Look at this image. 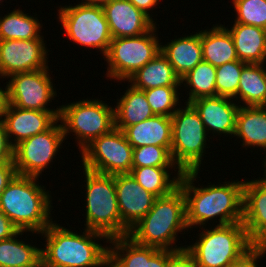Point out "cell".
<instances>
[{
	"instance_id": "6da1fadb",
	"label": "cell",
	"mask_w": 266,
	"mask_h": 267,
	"mask_svg": "<svg viewBox=\"0 0 266 267\" xmlns=\"http://www.w3.org/2000/svg\"><path fill=\"white\" fill-rule=\"evenodd\" d=\"M198 170L183 172L179 187L185 196L186 224L204 227L206 222L219 217L217 226L242 222L243 188L245 181H227L223 184H208L196 187Z\"/></svg>"
},
{
	"instance_id": "7a4b0ae2",
	"label": "cell",
	"mask_w": 266,
	"mask_h": 267,
	"mask_svg": "<svg viewBox=\"0 0 266 267\" xmlns=\"http://www.w3.org/2000/svg\"><path fill=\"white\" fill-rule=\"evenodd\" d=\"M40 234L46 240L41 256L50 267H104L109 259V247L96 239L107 243L110 239L100 232L85 228L78 234L52 222Z\"/></svg>"
},
{
	"instance_id": "3957f363",
	"label": "cell",
	"mask_w": 266,
	"mask_h": 267,
	"mask_svg": "<svg viewBox=\"0 0 266 267\" xmlns=\"http://www.w3.org/2000/svg\"><path fill=\"white\" fill-rule=\"evenodd\" d=\"M36 180L38 177L16 174L0 194V211L19 230L32 234L43 232L53 222L52 198Z\"/></svg>"
},
{
	"instance_id": "277c9868",
	"label": "cell",
	"mask_w": 266,
	"mask_h": 267,
	"mask_svg": "<svg viewBox=\"0 0 266 267\" xmlns=\"http://www.w3.org/2000/svg\"><path fill=\"white\" fill-rule=\"evenodd\" d=\"M185 196L178 186L170 194L157 197L149 212L130 230L137 244L159 249L180 250L174 246L178 233L187 230Z\"/></svg>"
},
{
	"instance_id": "5b68a950",
	"label": "cell",
	"mask_w": 266,
	"mask_h": 267,
	"mask_svg": "<svg viewBox=\"0 0 266 267\" xmlns=\"http://www.w3.org/2000/svg\"><path fill=\"white\" fill-rule=\"evenodd\" d=\"M86 187V229L100 232L109 239L129 235L118 209L114 175L83 168Z\"/></svg>"
},
{
	"instance_id": "8992f818",
	"label": "cell",
	"mask_w": 266,
	"mask_h": 267,
	"mask_svg": "<svg viewBox=\"0 0 266 267\" xmlns=\"http://www.w3.org/2000/svg\"><path fill=\"white\" fill-rule=\"evenodd\" d=\"M202 228L199 240L185 247L197 267H228L252 247L243 222Z\"/></svg>"
},
{
	"instance_id": "52a82bcc",
	"label": "cell",
	"mask_w": 266,
	"mask_h": 267,
	"mask_svg": "<svg viewBox=\"0 0 266 267\" xmlns=\"http://www.w3.org/2000/svg\"><path fill=\"white\" fill-rule=\"evenodd\" d=\"M171 116L172 144L171 156L182 172L199 170L207 145L208 133L199 113L186 103Z\"/></svg>"
},
{
	"instance_id": "ba28073f",
	"label": "cell",
	"mask_w": 266,
	"mask_h": 267,
	"mask_svg": "<svg viewBox=\"0 0 266 267\" xmlns=\"http://www.w3.org/2000/svg\"><path fill=\"white\" fill-rule=\"evenodd\" d=\"M59 120L65 140L70 132L76 136L79 150H83L95 138L115 128L114 107L102 100L84 99L59 106Z\"/></svg>"
},
{
	"instance_id": "9c48e42d",
	"label": "cell",
	"mask_w": 266,
	"mask_h": 267,
	"mask_svg": "<svg viewBox=\"0 0 266 267\" xmlns=\"http://www.w3.org/2000/svg\"><path fill=\"white\" fill-rule=\"evenodd\" d=\"M58 11V19L70 41L97 49L105 57L113 38L102 6L80 3L59 7Z\"/></svg>"
},
{
	"instance_id": "30bf717a",
	"label": "cell",
	"mask_w": 266,
	"mask_h": 267,
	"mask_svg": "<svg viewBox=\"0 0 266 267\" xmlns=\"http://www.w3.org/2000/svg\"><path fill=\"white\" fill-rule=\"evenodd\" d=\"M156 30L155 25L150 31L138 36L113 38L104 58L108 63L106 77L127 81L159 54L161 43L159 44Z\"/></svg>"
},
{
	"instance_id": "8fae6325",
	"label": "cell",
	"mask_w": 266,
	"mask_h": 267,
	"mask_svg": "<svg viewBox=\"0 0 266 267\" xmlns=\"http://www.w3.org/2000/svg\"><path fill=\"white\" fill-rule=\"evenodd\" d=\"M80 154L82 168L96 173L129 174L132 169L133 147L116 127L95 138Z\"/></svg>"
},
{
	"instance_id": "7c38bea8",
	"label": "cell",
	"mask_w": 266,
	"mask_h": 267,
	"mask_svg": "<svg viewBox=\"0 0 266 267\" xmlns=\"http://www.w3.org/2000/svg\"><path fill=\"white\" fill-rule=\"evenodd\" d=\"M58 119L48 130L22 140L13 148L16 173L38 177L49 166L65 140L62 124Z\"/></svg>"
},
{
	"instance_id": "4fadbf2b",
	"label": "cell",
	"mask_w": 266,
	"mask_h": 267,
	"mask_svg": "<svg viewBox=\"0 0 266 267\" xmlns=\"http://www.w3.org/2000/svg\"><path fill=\"white\" fill-rule=\"evenodd\" d=\"M49 71L48 67L11 75L6 84L8 103L22 109L53 111L59 117L60 108H46L57 95Z\"/></svg>"
},
{
	"instance_id": "5bb4252c",
	"label": "cell",
	"mask_w": 266,
	"mask_h": 267,
	"mask_svg": "<svg viewBox=\"0 0 266 267\" xmlns=\"http://www.w3.org/2000/svg\"><path fill=\"white\" fill-rule=\"evenodd\" d=\"M46 49L44 36L31 40H0V77L48 68L49 50Z\"/></svg>"
},
{
	"instance_id": "9a60e30c",
	"label": "cell",
	"mask_w": 266,
	"mask_h": 267,
	"mask_svg": "<svg viewBox=\"0 0 266 267\" xmlns=\"http://www.w3.org/2000/svg\"><path fill=\"white\" fill-rule=\"evenodd\" d=\"M114 179L121 221L130 231L149 212L157 197L130 174H116Z\"/></svg>"
},
{
	"instance_id": "2e32d148",
	"label": "cell",
	"mask_w": 266,
	"mask_h": 267,
	"mask_svg": "<svg viewBox=\"0 0 266 267\" xmlns=\"http://www.w3.org/2000/svg\"><path fill=\"white\" fill-rule=\"evenodd\" d=\"M109 244V260L117 267L167 266V249L137 244L128 235L110 238Z\"/></svg>"
},
{
	"instance_id": "e0dca14e",
	"label": "cell",
	"mask_w": 266,
	"mask_h": 267,
	"mask_svg": "<svg viewBox=\"0 0 266 267\" xmlns=\"http://www.w3.org/2000/svg\"><path fill=\"white\" fill-rule=\"evenodd\" d=\"M242 222L252 246H266V184L260 177L244 183Z\"/></svg>"
},
{
	"instance_id": "ac0fdd59",
	"label": "cell",
	"mask_w": 266,
	"mask_h": 267,
	"mask_svg": "<svg viewBox=\"0 0 266 267\" xmlns=\"http://www.w3.org/2000/svg\"><path fill=\"white\" fill-rule=\"evenodd\" d=\"M102 7L112 38L138 36L157 25L128 0H110Z\"/></svg>"
},
{
	"instance_id": "d6986e66",
	"label": "cell",
	"mask_w": 266,
	"mask_h": 267,
	"mask_svg": "<svg viewBox=\"0 0 266 267\" xmlns=\"http://www.w3.org/2000/svg\"><path fill=\"white\" fill-rule=\"evenodd\" d=\"M234 102L232 98L222 96L201 97L193 100L190 104L199 113L207 133L217 135L224 134L226 137L234 136L236 130V116L241 103Z\"/></svg>"
},
{
	"instance_id": "ffe728a7",
	"label": "cell",
	"mask_w": 266,
	"mask_h": 267,
	"mask_svg": "<svg viewBox=\"0 0 266 267\" xmlns=\"http://www.w3.org/2000/svg\"><path fill=\"white\" fill-rule=\"evenodd\" d=\"M58 119L53 111L22 109L8 104L4 124L9 142L14 147L22 140L45 132Z\"/></svg>"
},
{
	"instance_id": "44dd1931",
	"label": "cell",
	"mask_w": 266,
	"mask_h": 267,
	"mask_svg": "<svg viewBox=\"0 0 266 267\" xmlns=\"http://www.w3.org/2000/svg\"><path fill=\"white\" fill-rule=\"evenodd\" d=\"M123 133L133 148L156 145L171 150V117L154 115L135 125H130Z\"/></svg>"
},
{
	"instance_id": "7402d4cb",
	"label": "cell",
	"mask_w": 266,
	"mask_h": 267,
	"mask_svg": "<svg viewBox=\"0 0 266 267\" xmlns=\"http://www.w3.org/2000/svg\"><path fill=\"white\" fill-rule=\"evenodd\" d=\"M190 36L177 37L167 44H161V53L173 66L175 73L183 78L202 60L201 31Z\"/></svg>"
},
{
	"instance_id": "603a6c76",
	"label": "cell",
	"mask_w": 266,
	"mask_h": 267,
	"mask_svg": "<svg viewBox=\"0 0 266 267\" xmlns=\"http://www.w3.org/2000/svg\"><path fill=\"white\" fill-rule=\"evenodd\" d=\"M231 34L239 61L247 64H265L266 29L234 23L225 27Z\"/></svg>"
},
{
	"instance_id": "cb8c5ba5",
	"label": "cell",
	"mask_w": 266,
	"mask_h": 267,
	"mask_svg": "<svg viewBox=\"0 0 266 267\" xmlns=\"http://www.w3.org/2000/svg\"><path fill=\"white\" fill-rule=\"evenodd\" d=\"M128 82L140 90L157 87H179L182 85L180 77L175 73L173 66L161 51L145 66L138 69L128 79Z\"/></svg>"
},
{
	"instance_id": "d4e9b609",
	"label": "cell",
	"mask_w": 266,
	"mask_h": 267,
	"mask_svg": "<svg viewBox=\"0 0 266 267\" xmlns=\"http://www.w3.org/2000/svg\"><path fill=\"white\" fill-rule=\"evenodd\" d=\"M235 136L242 139L244 148L260 147L266 151V109L263 106L240 104L236 116Z\"/></svg>"
},
{
	"instance_id": "484cf974",
	"label": "cell",
	"mask_w": 266,
	"mask_h": 267,
	"mask_svg": "<svg viewBox=\"0 0 266 267\" xmlns=\"http://www.w3.org/2000/svg\"><path fill=\"white\" fill-rule=\"evenodd\" d=\"M201 46L203 61L214 67L239 60L232 36L222 24L201 30Z\"/></svg>"
},
{
	"instance_id": "4316f807",
	"label": "cell",
	"mask_w": 266,
	"mask_h": 267,
	"mask_svg": "<svg viewBox=\"0 0 266 267\" xmlns=\"http://www.w3.org/2000/svg\"><path fill=\"white\" fill-rule=\"evenodd\" d=\"M129 86L114 108L115 127L122 131L154 116L144 91Z\"/></svg>"
},
{
	"instance_id": "83f0119b",
	"label": "cell",
	"mask_w": 266,
	"mask_h": 267,
	"mask_svg": "<svg viewBox=\"0 0 266 267\" xmlns=\"http://www.w3.org/2000/svg\"><path fill=\"white\" fill-rule=\"evenodd\" d=\"M169 168L177 169L176 176L169 173ZM146 191L156 197L170 194L179 185L183 172L178 167H132L129 173Z\"/></svg>"
},
{
	"instance_id": "f1b7e54d",
	"label": "cell",
	"mask_w": 266,
	"mask_h": 267,
	"mask_svg": "<svg viewBox=\"0 0 266 267\" xmlns=\"http://www.w3.org/2000/svg\"><path fill=\"white\" fill-rule=\"evenodd\" d=\"M265 64H246L241 73L238 92L234 101H243L241 106H264L266 103ZM245 104V105H244Z\"/></svg>"
},
{
	"instance_id": "f546056e",
	"label": "cell",
	"mask_w": 266,
	"mask_h": 267,
	"mask_svg": "<svg viewBox=\"0 0 266 267\" xmlns=\"http://www.w3.org/2000/svg\"><path fill=\"white\" fill-rule=\"evenodd\" d=\"M19 230L10 238L0 240V267H29L42 258L41 249L17 239L24 234Z\"/></svg>"
},
{
	"instance_id": "4dcf8cb0",
	"label": "cell",
	"mask_w": 266,
	"mask_h": 267,
	"mask_svg": "<svg viewBox=\"0 0 266 267\" xmlns=\"http://www.w3.org/2000/svg\"><path fill=\"white\" fill-rule=\"evenodd\" d=\"M38 18L25 14L20 9L0 17V40H31L41 37Z\"/></svg>"
},
{
	"instance_id": "1f68e13d",
	"label": "cell",
	"mask_w": 266,
	"mask_h": 267,
	"mask_svg": "<svg viewBox=\"0 0 266 267\" xmlns=\"http://www.w3.org/2000/svg\"><path fill=\"white\" fill-rule=\"evenodd\" d=\"M189 88V97L185 103H190L201 97L216 96V67L209 62L201 61L193 70H190L181 83Z\"/></svg>"
},
{
	"instance_id": "d6a6232c",
	"label": "cell",
	"mask_w": 266,
	"mask_h": 267,
	"mask_svg": "<svg viewBox=\"0 0 266 267\" xmlns=\"http://www.w3.org/2000/svg\"><path fill=\"white\" fill-rule=\"evenodd\" d=\"M246 64L236 60L216 67V96L236 97L242 69Z\"/></svg>"
},
{
	"instance_id": "836d02e7",
	"label": "cell",
	"mask_w": 266,
	"mask_h": 267,
	"mask_svg": "<svg viewBox=\"0 0 266 267\" xmlns=\"http://www.w3.org/2000/svg\"><path fill=\"white\" fill-rule=\"evenodd\" d=\"M178 88L180 87H157L143 90L154 115L171 117L180 103ZM179 94V95H178Z\"/></svg>"
},
{
	"instance_id": "e575fe53",
	"label": "cell",
	"mask_w": 266,
	"mask_h": 267,
	"mask_svg": "<svg viewBox=\"0 0 266 267\" xmlns=\"http://www.w3.org/2000/svg\"><path fill=\"white\" fill-rule=\"evenodd\" d=\"M178 167L166 147L149 145L133 148L132 167Z\"/></svg>"
},
{
	"instance_id": "d590c367",
	"label": "cell",
	"mask_w": 266,
	"mask_h": 267,
	"mask_svg": "<svg viewBox=\"0 0 266 267\" xmlns=\"http://www.w3.org/2000/svg\"><path fill=\"white\" fill-rule=\"evenodd\" d=\"M237 17L234 23L266 29V0H232Z\"/></svg>"
},
{
	"instance_id": "8d00e7d4",
	"label": "cell",
	"mask_w": 266,
	"mask_h": 267,
	"mask_svg": "<svg viewBox=\"0 0 266 267\" xmlns=\"http://www.w3.org/2000/svg\"><path fill=\"white\" fill-rule=\"evenodd\" d=\"M266 254V246H252L239 259L233 261L228 267H259L258 259Z\"/></svg>"
},
{
	"instance_id": "74e56055",
	"label": "cell",
	"mask_w": 266,
	"mask_h": 267,
	"mask_svg": "<svg viewBox=\"0 0 266 267\" xmlns=\"http://www.w3.org/2000/svg\"><path fill=\"white\" fill-rule=\"evenodd\" d=\"M166 267H197L192 254L186 249L168 250Z\"/></svg>"
},
{
	"instance_id": "f35d334b",
	"label": "cell",
	"mask_w": 266,
	"mask_h": 267,
	"mask_svg": "<svg viewBox=\"0 0 266 267\" xmlns=\"http://www.w3.org/2000/svg\"><path fill=\"white\" fill-rule=\"evenodd\" d=\"M13 148L9 142L5 124L0 123V163L13 162Z\"/></svg>"
},
{
	"instance_id": "ab89813d",
	"label": "cell",
	"mask_w": 266,
	"mask_h": 267,
	"mask_svg": "<svg viewBox=\"0 0 266 267\" xmlns=\"http://www.w3.org/2000/svg\"><path fill=\"white\" fill-rule=\"evenodd\" d=\"M16 174L13 162L0 163V194Z\"/></svg>"
},
{
	"instance_id": "60d3db41",
	"label": "cell",
	"mask_w": 266,
	"mask_h": 267,
	"mask_svg": "<svg viewBox=\"0 0 266 267\" xmlns=\"http://www.w3.org/2000/svg\"><path fill=\"white\" fill-rule=\"evenodd\" d=\"M18 231L19 229L0 211V240L10 238Z\"/></svg>"
},
{
	"instance_id": "b9f144b4",
	"label": "cell",
	"mask_w": 266,
	"mask_h": 267,
	"mask_svg": "<svg viewBox=\"0 0 266 267\" xmlns=\"http://www.w3.org/2000/svg\"><path fill=\"white\" fill-rule=\"evenodd\" d=\"M128 1H130L134 6L143 11L153 20L148 10H150L151 8L153 10V7L157 6L160 0H128Z\"/></svg>"
},
{
	"instance_id": "7bdbcfd3",
	"label": "cell",
	"mask_w": 266,
	"mask_h": 267,
	"mask_svg": "<svg viewBox=\"0 0 266 267\" xmlns=\"http://www.w3.org/2000/svg\"><path fill=\"white\" fill-rule=\"evenodd\" d=\"M8 104L7 88L5 87V90H2L0 87V123H4L5 121V112Z\"/></svg>"
},
{
	"instance_id": "ee69618b",
	"label": "cell",
	"mask_w": 266,
	"mask_h": 267,
	"mask_svg": "<svg viewBox=\"0 0 266 267\" xmlns=\"http://www.w3.org/2000/svg\"><path fill=\"white\" fill-rule=\"evenodd\" d=\"M81 3L88 4V5H99L103 6L104 4L108 3L110 0H81Z\"/></svg>"
},
{
	"instance_id": "f6af8a7d",
	"label": "cell",
	"mask_w": 266,
	"mask_h": 267,
	"mask_svg": "<svg viewBox=\"0 0 266 267\" xmlns=\"http://www.w3.org/2000/svg\"><path fill=\"white\" fill-rule=\"evenodd\" d=\"M29 267H50L48 266L45 261L41 258L40 260H38L35 264L29 266Z\"/></svg>"
},
{
	"instance_id": "bcb514c9",
	"label": "cell",
	"mask_w": 266,
	"mask_h": 267,
	"mask_svg": "<svg viewBox=\"0 0 266 267\" xmlns=\"http://www.w3.org/2000/svg\"><path fill=\"white\" fill-rule=\"evenodd\" d=\"M264 157H266V156H264ZM263 162H264V168H265L263 176H265V177H262L260 180L266 184V158L264 159Z\"/></svg>"
},
{
	"instance_id": "7dc6e473",
	"label": "cell",
	"mask_w": 266,
	"mask_h": 267,
	"mask_svg": "<svg viewBox=\"0 0 266 267\" xmlns=\"http://www.w3.org/2000/svg\"><path fill=\"white\" fill-rule=\"evenodd\" d=\"M104 266L105 267H117L109 259L104 263Z\"/></svg>"
}]
</instances>
